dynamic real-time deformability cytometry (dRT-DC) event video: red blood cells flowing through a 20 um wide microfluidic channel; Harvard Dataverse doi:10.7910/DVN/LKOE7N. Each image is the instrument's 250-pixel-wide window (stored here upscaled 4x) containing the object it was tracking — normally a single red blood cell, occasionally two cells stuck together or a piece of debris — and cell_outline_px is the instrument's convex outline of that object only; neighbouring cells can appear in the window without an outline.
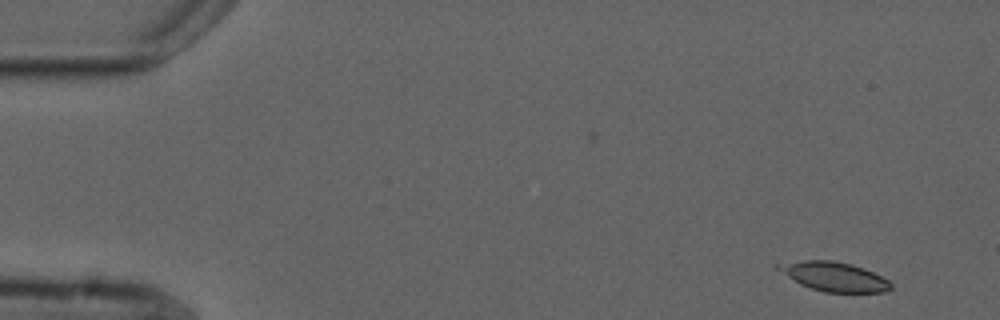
{"species": "common noctule bat (a hibernating species)", "species_latin": "Nyctalus noctula", "temperature_condition": "cold", "stored_images_in_passage": 3, "camera_frame_rate_fps": 3000, "um_per_image_px": 0.085, "animal": {"sex": "male", "forearm_length_mm": 52.5}, "frame": {"image": 1, "passage_image": 1, "time_ms": 0.0, "image_size_px": [1000, 320], "cell_outline_px": [[892, 288], [884, 292], [824, 292], [800, 284], [772, 268], [776, 264], [804, 260], [832, 260], [852, 264], [864, 268], [888, 280], [892, 284]], "centroid_in_image_um": [70.85, 23.5], "position_along_channel_um": 14.1, "area_um2": 19.25}}